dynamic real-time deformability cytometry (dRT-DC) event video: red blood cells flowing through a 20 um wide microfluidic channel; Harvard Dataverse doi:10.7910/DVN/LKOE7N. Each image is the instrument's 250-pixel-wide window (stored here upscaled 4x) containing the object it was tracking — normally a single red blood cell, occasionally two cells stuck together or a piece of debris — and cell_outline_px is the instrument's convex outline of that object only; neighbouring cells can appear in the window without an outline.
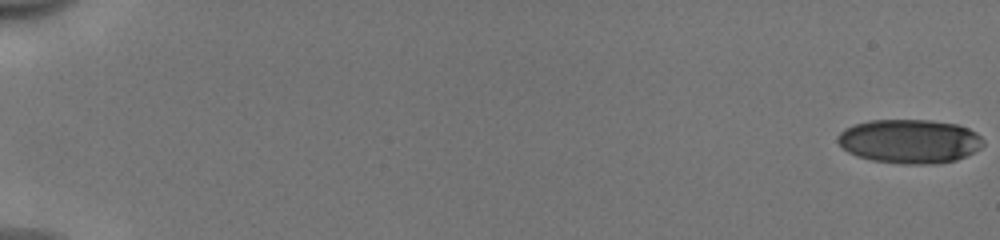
{"species": "human", "species_latin": "Homo sapiens", "temperature_condition": "cold", "stored_images_in_passage": 54, "camera_frame_rate_fps": 3000, "um_per_image_px": 0.085, "donor": {"sex": "male"}, "frame": {"image": 1, "passage_image": 1, "time_ms": 0.0, "image_size_px": [1000, 240], "cell_outline_px": [[984, 144], [980, 148], [956, 160], [936, 164], [900, 164], [872, 160], [856, 156], [848, 152], [836, 140], [836, 136], [844, 128], [856, 124], [872, 120], [932, 120], [956, 124], [968, 128], [976, 132], [984, 140]], "centroid_in_image_um": [77.31, 12.01], "position_along_channel_um": 7.7, "area_um2": 37.45}}
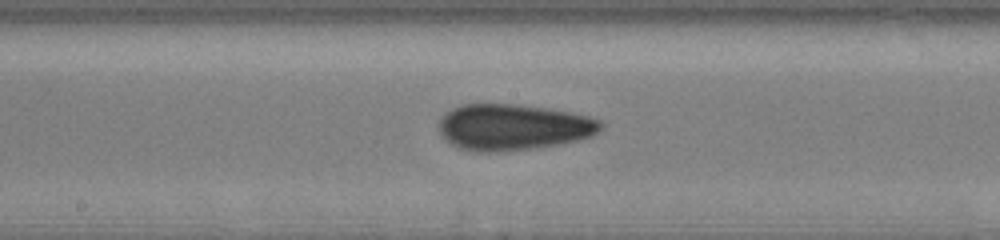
{"frame": {"image": 2, "passage_image": 31, "time_ms": 10.0, "image_size_px": [1000, 240], "cell_outline_px": [[604, 128], [600, 132], [592, 136], [560, 144], [536, 148], [492, 152], [476, 152], [460, 148], [448, 144], [444, 140], [436, 124], [444, 112], [460, 104], [512, 104], [548, 108], [572, 112], [588, 116], [600, 120], [604, 124]], "centroid_in_image_um": [43.59, 10.8], "position_along_channel_um": 204.6, "area_um2": 44.22}}
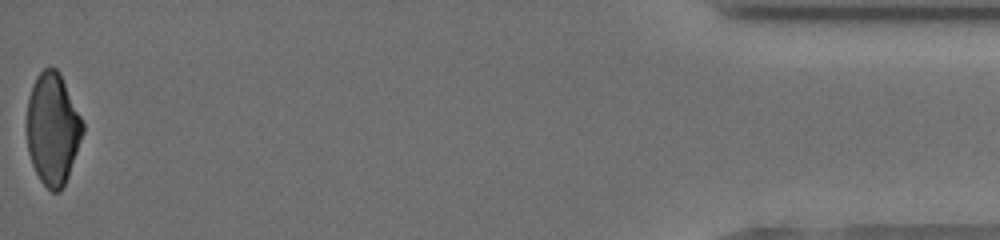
{"frame": {"image": 3, "passage_image": 54, "time_ms": 17.667, "image_size_px": [1000, 240], "cell_outline_px": [[84, 132], [68, 176], [60, 192], [52, 192], [40, 180], [32, 164], [28, 152], [24, 128], [24, 124], [28, 96], [32, 84], [36, 76], [44, 68], [56, 68], [60, 72], [84, 124]], "centroid_in_image_um": [4.43, 10.93], "position_along_channel_um": 430.8, "area_um2": 37.05}, "authors_computed_cell_mechanics": {"area_um2": 40.0843, "velocity_mm_per_s": 3.9975, "shape_relaxation_time_tau1_ms": 7.3099, "shape_relaxation_time_tau2_ms": 2.4208, "deformation_change_tau1": 0.1736, "deformation_change_tau2": 0.0932}}